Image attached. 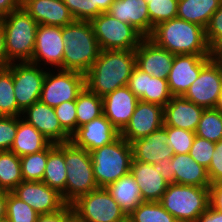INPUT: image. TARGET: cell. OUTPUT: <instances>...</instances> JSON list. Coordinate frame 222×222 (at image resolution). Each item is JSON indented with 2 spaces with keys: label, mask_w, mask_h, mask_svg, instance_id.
Returning a JSON list of instances; mask_svg holds the SVG:
<instances>
[{
  "label": "cell",
  "mask_w": 222,
  "mask_h": 222,
  "mask_svg": "<svg viewBox=\"0 0 222 222\" xmlns=\"http://www.w3.org/2000/svg\"><path fill=\"white\" fill-rule=\"evenodd\" d=\"M214 152L215 143L195 136L189 155L196 163L207 169L210 166Z\"/></svg>",
  "instance_id": "cell-42"
},
{
  "label": "cell",
  "mask_w": 222,
  "mask_h": 222,
  "mask_svg": "<svg viewBox=\"0 0 222 222\" xmlns=\"http://www.w3.org/2000/svg\"><path fill=\"white\" fill-rule=\"evenodd\" d=\"M168 138L166 126L153 131L148 136L131 142L134 161L155 164L157 161L172 158L173 152L166 144Z\"/></svg>",
  "instance_id": "cell-24"
},
{
  "label": "cell",
  "mask_w": 222,
  "mask_h": 222,
  "mask_svg": "<svg viewBox=\"0 0 222 222\" xmlns=\"http://www.w3.org/2000/svg\"><path fill=\"white\" fill-rule=\"evenodd\" d=\"M8 192L2 191L0 193V219L6 217V201H7Z\"/></svg>",
  "instance_id": "cell-55"
},
{
  "label": "cell",
  "mask_w": 222,
  "mask_h": 222,
  "mask_svg": "<svg viewBox=\"0 0 222 222\" xmlns=\"http://www.w3.org/2000/svg\"><path fill=\"white\" fill-rule=\"evenodd\" d=\"M48 159V147L40 152L20 157L23 181H42Z\"/></svg>",
  "instance_id": "cell-37"
},
{
  "label": "cell",
  "mask_w": 222,
  "mask_h": 222,
  "mask_svg": "<svg viewBox=\"0 0 222 222\" xmlns=\"http://www.w3.org/2000/svg\"><path fill=\"white\" fill-rule=\"evenodd\" d=\"M120 136L111 122L101 115L79 127L71 136V141L88 152L111 144Z\"/></svg>",
  "instance_id": "cell-19"
},
{
  "label": "cell",
  "mask_w": 222,
  "mask_h": 222,
  "mask_svg": "<svg viewBox=\"0 0 222 222\" xmlns=\"http://www.w3.org/2000/svg\"><path fill=\"white\" fill-rule=\"evenodd\" d=\"M5 36V53L10 63L30 62L34 53L38 23L19 7L1 17Z\"/></svg>",
  "instance_id": "cell-4"
},
{
  "label": "cell",
  "mask_w": 222,
  "mask_h": 222,
  "mask_svg": "<svg viewBox=\"0 0 222 222\" xmlns=\"http://www.w3.org/2000/svg\"><path fill=\"white\" fill-rule=\"evenodd\" d=\"M21 118L34 126L51 143H63L71 141V136L62 128L54 108L40 100L26 108Z\"/></svg>",
  "instance_id": "cell-17"
},
{
  "label": "cell",
  "mask_w": 222,
  "mask_h": 222,
  "mask_svg": "<svg viewBox=\"0 0 222 222\" xmlns=\"http://www.w3.org/2000/svg\"><path fill=\"white\" fill-rule=\"evenodd\" d=\"M85 87V74L49 69L45 75L40 101L55 108L63 102L76 100Z\"/></svg>",
  "instance_id": "cell-10"
},
{
  "label": "cell",
  "mask_w": 222,
  "mask_h": 222,
  "mask_svg": "<svg viewBox=\"0 0 222 222\" xmlns=\"http://www.w3.org/2000/svg\"><path fill=\"white\" fill-rule=\"evenodd\" d=\"M205 36L209 47L222 37V2L218 10L211 16L205 28Z\"/></svg>",
  "instance_id": "cell-45"
},
{
  "label": "cell",
  "mask_w": 222,
  "mask_h": 222,
  "mask_svg": "<svg viewBox=\"0 0 222 222\" xmlns=\"http://www.w3.org/2000/svg\"><path fill=\"white\" fill-rule=\"evenodd\" d=\"M51 141L34 126L18 116L17 133L10 149L19 157L34 154L46 149Z\"/></svg>",
  "instance_id": "cell-29"
},
{
  "label": "cell",
  "mask_w": 222,
  "mask_h": 222,
  "mask_svg": "<svg viewBox=\"0 0 222 222\" xmlns=\"http://www.w3.org/2000/svg\"><path fill=\"white\" fill-rule=\"evenodd\" d=\"M0 222H10V220L7 217H5L3 219H0Z\"/></svg>",
  "instance_id": "cell-57"
},
{
  "label": "cell",
  "mask_w": 222,
  "mask_h": 222,
  "mask_svg": "<svg viewBox=\"0 0 222 222\" xmlns=\"http://www.w3.org/2000/svg\"><path fill=\"white\" fill-rule=\"evenodd\" d=\"M195 135L213 143L222 139V113L215 108L204 109Z\"/></svg>",
  "instance_id": "cell-36"
},
{
  "label": "cell",
  "mask_w": 222,
  "mask_h": 222,
  "mask_svg": "<svg viewBox=\"0 0 222 222\" xmlns=\"http://www.w3.org/2000/svg\"><path fill=\"white\" fill-rule=\"evenodd\" d=\"M196 222H222V213L209 205L206 211L198 216Z\"/></svg>",
  "instance_id": "cell-50"
},
{
  "label": "cell",
  "mask_w": 222,
  "mask_h": 222,
  "mask_svg": "<svg viewBox=\"0 0 222 222\" xmlns=\"http://www.w3.org/2000/svg\"><path fill=\"white\" fill-rule=\"evenodd\" d=\"M103 115V98L86 87L76 98L77 129Z\"/></svg>",
  "instance_id": "cell-33"
},
{
  "label": "cell",
  "mask_w": 222,
  "mask_h": 222,
  "mask_svg": "<svg viewBox=\"0 0 222 222\" xmlns=\"http://www.w3.org/2000/svg\"><path fill=\"white\" fill-rule=\"evenodd\" d=\"M148 38L174 55H210L205 29L177 17L155 26Z\"/></svg>",
  "instance_id": "cell-2"
},
{
  "label": "cell",
  "mask_w": 222,
  "mask_h": 222,
  "mask_svg": "<svg viewBox=\"0 0 222 222\" xmlns=\"http://www.w3.org/2000/svg\"><path fill=\"white\" fill-rule=\"evenodd\" d=\"M222 88V64L210 60L197 79L183 95L189 101L203 107L214 108Z\"/></svg>",
  "instance_id": "cell-13"
},
{
  "label": "cell",
  "mask_w": 222,
  "mask_h": 222,
  "mask_svg": "<svg viewBox=\"0 0 222 222\" xmlns=\"http://www.w3.org/2000/svg\"><path fill=\"white\" fill-rule=\"evenodd\" d=\"M127 86L142 102L164 107L172 98L167 79L152 77L137 67L134 68Z\"/></svg>",
  "instance_id": "cell-20"
},
{
  "label": "cell",
  "mask_w": 222,
  "mask_h": 222,
  "mask_svg": "<svg viewBox=\"0 0 222 222\" xmlns=\"http://www.w3.org/2000/svg\"><path fill=\"white\" fill-rule=\"evenodd\" d=\"M11 63L8 61L6 53H5V36L2 28V24L0 23V69L7 68Z\"/></svg>",
  "instance_id": "cell-52"
},
{
  "label": "cell",
  "mask_w": 222,
  "mask_h": 222,
  "mask_svg": "<svg viewBox=\"0 0 222 222\" xmlns=\"http://www.w3.org/2000/svg\"><path fill=\"white\" fill-rule=\"evenodd\" d=\"M130 172L139 186L142 200L159 202L169 183L164 180L158 167L154 164L132 160Z\"/></svg>",
  "instance_id": "cell-25"
},
{
  "label": "cell",
  "mask_w": 222,
  "mask_h": 222,
  "mask_svg": "<svg viewBox=\"0 0 222 222\" xmlns=\"http://www.w3.org/2000/svg\"><path fill=\"white\" fill-rule=\"evenodd\" d=\"M101 50H135L145 38L133 26L101 13L91 21Z\"/></svg>",
  "instance_id": "cell-9"
},
{
  "label": "cell",
  "mask_w": 222,
  "mask_h": 222,
  "mask_svg": "<svg viewBox=\"0 0 222 222\" xmlns=\"http://www.w3.org/2000/svg\"><path fill=\"white\" fill-rule=\"evenodd\" d=\"M106 189L127 215L143 201L139 186L131 172L108 185Z\"/></svg>",
  "instance_id": "cell-31"
},
{
  "label": "cell",
  "mask_w": 222,
  "mask_h": 222,
  "mask_svg": "<svg viewBox=\"0 0 222 222\" xmlns=\"http://www.w3.org/2000/svg\"><path fill=\"white\" fill-rule=\"evenodd\" d=\"M54 110L62 128L72 136L77 131L76 100L63 102Z\"/></svg>",
  "instance_id": "cell-43"
},
{
  "label": "cell",
  "mask_w": 222,
  "mask_h": 222,
  "mask_svg": "<svg viewBox=\"0 0 222 222\" xmlns=\"http://www.w3.org/2000/svg\"><path fill=\"white\" fill-rule=\"evenodd\" d=\"M64 48L62 27L39 24L36 30L34 53L30 63L48 70L53 68L63 70Z\"/></svg>",
  "instance_id": "cell-12"
},
{
  "label": "cell",
  "mask_w": 222,
  "mask_h": 222,
  "mask_svg": "<svg viewBox=\"0 0 222 222\" xmlns=\"http://www.w3.org/2000/svg\"><path fill=\"white\" fill-rule=\"evenodd\" d=\"M75 20L91 21L102 12L94 0H63Z\"/></svg>",
  "instance_id": "cell-41"
},
{
  "label": "cell",
  "mask_w": 222,
  "mask_h": 222,
  "mask_svg": "<svg viewBox=\"0 0 222 222\" xmlns=\"http://www.w3.org/2000/svg\"><path fill=\"white\" fill-rule=\"evenodd\" d=\"M204 108L183 96H172L164 106V125L195 132Z\"/></svg>",
  "instance_id": "cell-23"
},
{
  "label": "cell",
  "mask_w": 222,
  "mask_h": 222,
  "mask_svg": "<svg viewBox=\"0 0 222 222\" xmlns=\"http://www.w3.org/2000/svg\"><path fill=\"white\" fill-rule=\"evenodd\" d=\"M210 60V55H175L167 78L172 96H183Z\"/></svg>",
  "instance_id": "cell-14"
},
{
  "label": "cell",
  "mask_w": 222,
  "mask_h": 222,
  "mask_svg": "<svg viewBox=\"0 0 222 222\" xmlns=\"http://www.w3.org/2000/svg\"><path fill=\"white\" fill-rule=\"evenodd\" d=\"M93 175L98 188H106L131 170V143L119 136L111 144L90 151Z\"/></svg>",
  "instance_id": "cell-5"
},
{
  "label": "cell",
  "mask_w": 222,
  "mask_h": 222,
  "mask_svg": "<svg viewBox=\"0 0 222 222\" xmlns=\"http://www.w3.org/2000/svg\"><path fill=\"white\" fill-rule=\"evenodd\" d=\"M17 126L18 116H0V151L11 149Z\"/></svg>",
  "instance_id": "cell-44"
},
{
  "label": "cell",
  "mask_w": 222,
  "mask_h": 222,
  "mask_svg": "<svg viewBox=\"0 0 222 222\" xmlns=\"http://www.w3.org/2000/svg\"><path fill=\"white\" fill-rule=\"evenodd\" d=\"M139 99L124 86L103 97V115L120 133L130 121Z\"/></svg>",
  "instance_id": "cell-21"
},
{
  "label": "cell",
  "mask_w": 222,
  "mask_h": 222,
  "mask_svg": "<svg viewBox=\"0 0 222 222\" xmlns=\"http://www.w3.org/2000/svg\"><path fill=\"white\" fill-rule=\"evenodd\" d=\"M135 67V50H101L93 66L85 73V86L103 98L127 86Z\"/></svg>",
  "instance_id": "cell-1"
},
{
  "label": "cell",
  "mask_w": 222,
  "mask_h": 222,
  "mask_svg": "<svg viewBox=\"0 0 222 222\" xmlns=\"http://www.w3.org/2000/svg\"><path fill=\"white\" fill-rule=\"evenodd\" d=\"M166 132L168 135L166 144L173 154H189L196 136L195 132L171 126H166Z\"/></svg>",
  "instance_id": "cell-40"
},
{
  "label": "cell",
  "mask_w": 222,
  "mask_h": 222,
  "mask_svg": "<svg viewBox=\"0 0 222 222\" xmlns=\"http://www.w3.org/2000/svg\"><path fill=\"white\" fill-rule=\"evenodd\" d=\"M12 192L39 215L55 213L66 205L61 194L42 181H22Z\"/></svg>",
  "instance_id": "cell-15"
},
{
  "label": "cell",
  "mask_w": 222,
  "mask_h": 222,
  "mask_svg": "<svg viewBox=\"0 0 222 222\" xmlns=\"http://www.w3.org/2000/svg\"><path fill=\"white\" fill-rule=\"evenodd\" d=\"M77 222H127L128 215L106 188H98L71 203Z\"/></svg>",
  "instance_id": "cell-8"
},
{
  "label": "cell",
  "mask_w": 222,
  "mask_h": 222,
  "mask_svg": "<svg viewBox=\"0 0 222 222\" xmlns=\"http://www.w3.org/2000/svg\"><path fill=\"white\" fill-rule=\"evenodd\" d=\"M136 67L152 77L167 79L173 64L174 54L157 46L148 37L135 49Z\"/></svg>",
  "instance_id": "cell-18"
},
{
  "label": "cell",
  "mask_w": 222,
  "mask_h": 222,
  "mask_svg": "<svg viewBox=\"0 0 222 222\" xmlns=\"http://www.w3.org/2000/svg\"><path fill=\"white\" fill-rule=\"evenodd\" d=\"M207 172L211 185L222 183V139L215 143V152Z\"/></svg>",
  "instance_id": "cell-46"
},
{
  "label": "cell",
  "mask_w": 222,
  "mask_h": 222,
  "mask_svg": "<svg viewBox=\"0 0 222 222\" xmlns=\"http://www.w3.org/2000/svg\"><path fill=\"white\" fill-rule=\"evenodd\" d=\"M38 213L13 192H8L6 217L10 222H36Z\"/></svg>",
  "instance_id": "cell-39"
},
{
  "label": "cell",
  "mask_w": 222,
  "mask_h": 222,
  "mask_svg": "<svg viewBox=\"0 0 222 222\" xmlns=\"http://www.w3.org/2000/svg\"><path fill=\"white\" fill-rule=\"evenodd\" d=\"M65 43L63 70L85 74L100 54V47L90 21L75 20L62 27Z\"/></svg>",
  "instance_id": "cell-3"
},
{
  "label": "cell",
  "mask_w": 222,
  "mask_h": 222,
  "mask_svg": "<svg viewBox=\"0 0 222 222\" xmlns=\"http://www.w3.org/2000/svg\"><path fill=\"white\" fill-rule=\"evenodd\" d=\"M214 108L222 113V88H221L220 95L218 97L217 103Z\"/></svg>",
  "instance_id": "cell-56"
},
{
  "label": "cell",
  "mask_w": 222,
  "mask_h": 222,
  "mask_svg": "<svg viewBox=\"0 0 222 222\" xmlns=\"http://www.w3.org/2000/svg\"><path fill=\"white\" fill-rule=\"evenodd\" d=\"M210 58L212 61L222 64V37L210 47Z\"/></svg>",
  "instance_id": "cell-53"
},
{
  "label": "cell",
  "mask_w": 222,
  "mask_h": 222,
  "mask_svg": "<svg viewBox=\"0 0 222 222\" xmlns=\"http://www.w3.org/2000/svg\"><path fill=\"white\" fill-rule=\"evenodd\" d=\"M127 222H179L159 202L142 201L129 215Z\"/></svg>",
  "instance_id": "cell-34"
},
{
  "label": "cell",
  "mask_w": 222,
  "mask_h": 222,
  "mask_svg": "<svg viewBox=\"0 0 222 222\" xmlns=\"http://www.w3.org/2000/svg\"><path fill=\"white\" fill-rule=\"evenodd\" d=\"M22 0H0V18L21 7Z\"/></svg>",
  "instance_id": "cell-51"
},
{
  "label": "cell",
  "mask_w": 222,
  "mask_h": 222,
  "mask_svg": "<svg viewBox=\"0 0 222 222\" xmlns=\"http://www.w3.org/2000/svg\"><path fill=\"white\" fill-rule=\"evenodd\" d=\"M23 181L21 161L10 150L0 151V188L12 192Z\"/></svg>",
  "instance_id": "cell-32"
},
{
  "label": "cell",
  "mask_w": 222,
  "mask_h": 222,
  "mask_svg": "<svg viewBox=\"0 0 222 222\" xmlns=\"http://www.w3.org/2000/svg\"><path fill=\"white\" fill-rule=\"evenodd\" d=\"M67 168L64 161V142L48 146V159L42 182L61 194L66 203Z\"/></svg>",
  "instance_id": "cell-28"
},
{
  "label": "cell",
  "mask_w": 222,
  "mask_h": 222,
  "mask_svg": "<svg viewBox=\"0 0 222 222\" xmlns=\"http://www.w3.org/2000/svg\"><path fill=\"white\" fill-rule=\"evenodd\" d=\"M169 163H171V158L157 161L154 165L158 167L159 172L161 173L164 180L167 183L172 184L175 183V173L171 171Z\"/></svg>",
  "instance_id": "cell-49"
},
{
  "label": "cell",
  "mask_w": 222,
  "mask_h": 222,
  "mask_svg": "<svg viewBox=\"0 0 222 222\" xmlns=\"http://www.w3.org/2000/svg\"><path fill=\"white\" fill-rule=\"evenodd\" d=\"M164 125V107L139 100L126 127L120 132L129 143L148 136Z\"/></svg>",
  "instance_id": "cell-16"
},
{
  "label": "cell",
  "mask_w": 222,
  "mask_h": 222,
  "mask_svg": "<svg viewBox=\"0 0 222 222\" xmlns=\"http://www.w3.org/2000/svg\"><path fill=\"white\" fill-rule=\"evenodd\" d=\"M14 93L12 72L0 69V116H21Z\"/></svg>",
  "instance_id": "cell-35"
},
{
  "label": "cell",
  "mask_w": 222,
  "mask_h": 222,
  "mask_svg": "<svg viewBox=\"0 0 222 222\" xmlns=\"http://www.w3.org/2000/svg\"><path fill=\"white\" fill-rule=\"evenodd\" d=\"M171 171L175 173V183L209 188L211 182L207 169L196 163L189 154H173Z\"/></svg>",
  "instance_id": "cell-27"
},
{
  "label": "cell",
  "mask_w": 222,
  "mask_h": 222,
  "mask_svg": "<svg viewBox=\"0 0 222 222\" xmlns=\"http://www.w3.org/2000/svg\"><path fill=\"white\" fill-rule=\"evenodd\" d=\"M7 68L12 72L18 108L23 112L33 103L40 100L48 69L30 62H12Z\"/></svg>",
  "instance_id": "cell-11"
},
{
  "label": "cell",
  "mask_w": 222,
  "mask_h": 222,
  "mask_svg": "<svg viewBox=\"0 0 222 222\" xmlns=\"http://www.w3.org/2000/svg\"><path fill=\"white\" fill-rule=\"evenodd\" d=\"M108 13L133 26L145 38L150 36V16L146 0H114Z\"/></svg>",
  "instance_id": "cell-26"
},
{
  "label": "cell",
  "mask_w": 222,
  "mask_h": 222,
  "mask_svg": "<svg viewBox=\"0 0 222 222\" xmlns=\"http://www.w3.org/2000/svg\"><path fill=\"white\" fill-rule=\"evenodd\" d=\"M21 7L38 24L64 27L75 21L63 0H22Z\"/></svg>",
  "instance_id": "cell-22"
},
{
  "label": "cell",
  "mask_w": 222,
  "mask_h": 222,
  "mask_svg": "<svg viewBox=\"0 0 222 222\" xmlns=\"http://www.w3.org/2000/svg\"><path fill=\"white\" fill-rule=\"evenodd\" d=\"M64 161L67 168L66 204L98 189L90 152L76 146L72 141L64 142Z\"/></svg>",
  "instance_id": "cell-7"
},
{
  "label": "cell",
  "mask_w": 222,
  "mask_h": 222,
  "mask_svg": "<svg viewBox=\"0 0 222 222\" xmlns=\"http://www.w3.org/2000/svg\"><path fill=\"white\" fill-rule=\"evenodd\" d=\"M221 2L222 0H178L177 18L205 29Z\"/></svg>",
  "instance_id": "cell-30"
},
{
  "label": "cell",
  "mask_w": 222,
  "mask_h": 222,
  "mask_svg": "<svg viewBox=\"0 0 222 222\" xmlns=\"http://www.w3.org/2000/svg\"><path fill=\"white\" fill-rule=\"evenodd\" d=\"M74 213L71 204H66L62 209L51 214L38 215L36 222H72Z\"/></svg>",
  "instance_id": "cell-47"
},
{
  "label": "cell",
  "mask_w": 222,
  "mask_h": 222,
  "mask_svg": "<svg viewBox=\"0 0 222 222\" xmlns=\"http://www.w3.org/2000/svg\"><path fill=\"white\" fill-rule=\"evenodd\" d=\"M150 16V35L155 26L177 17L178 0H146Z\"/></svg>",
  "instance_id": "cell-38"
},
{
  "label": "cell",
  "mask_w": 222,
  "mask_h": 222,
  "mask_svg": "<svg viewBox=\"0 0 222 222\" xmlns=\"http://www.w3.org/2000/svg\"><path fill=\"white\" fill-rule=\"evenodd\" d=\"M179 222H196L209 203V188L172 183L159 200Z\"/></svg>",
  "instance_id": "cell-6"
},
{
  "label": "cell",
  "mask_w": 222,
  "mask_h": 222,
  "mask_svg": "<svg viewBox=\"0 0 222 222\" xmlns=\"http://www.w3.org/2000/svg\"><path fill=\"white\" fill-rule=\"evenodd\" d=\"M210 206L222 213V183H215L209 187Z\"/></svg>",
  "instance_id": "cell-48"
},
{
  "label": "cell",
  "mask_w": 222,
  "mask_h": 222,
  "mask_svg": "<svg viewBox=\"0 0 222 222\" xmlns=\"http://www.w3.org/2000/svg\"><path fill=\"white\" fill-rule=\"evenodd\" d=\"M114 0H94V5L98 6V9L102 12H108L110 9L111 4Z\"/></svg>",
  "instance_id": "cell-54"
}]
</instances>
